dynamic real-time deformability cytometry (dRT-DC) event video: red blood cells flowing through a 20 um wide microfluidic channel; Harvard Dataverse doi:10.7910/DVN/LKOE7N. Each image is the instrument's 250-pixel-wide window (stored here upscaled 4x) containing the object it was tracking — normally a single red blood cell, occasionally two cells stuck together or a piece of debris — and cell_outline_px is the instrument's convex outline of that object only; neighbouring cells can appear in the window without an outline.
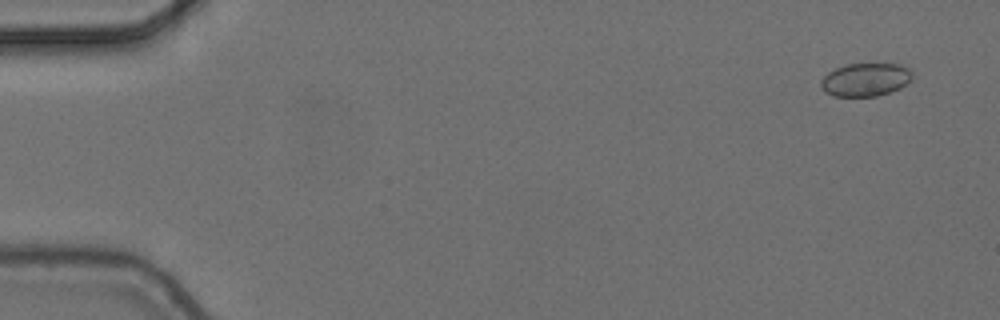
{"species": "common noctule bat (a hibernating species)", "species_latin": "Nyctalus noctula", "temperature_condition": "cold", "stored_images_in_passage": 2, "camera_frame_rate_fps": 3000, "um_per_image_px": 0.085, "animal": {"sex": "female", "body_mass_g": 24.6, "forearm_length_mm": 56.2}, "frame": {"image": 1, "passage_image": 2, "time_ms": 0.333, "image_size_px": [1000, 320], "cell_outline_px": [[912, 76], [908, 84], [900, 88], [876, 96], [832, 96], [824, 92], [820, 88], [820, 80], [828, 72], [844, 64], [900, 64], [912, 68]], "centroid_in_image_um": [73.56, 6.76], "position_along_channel_um": 11.4, "area_um2": 17.92}}